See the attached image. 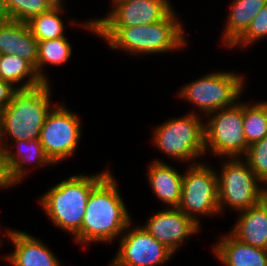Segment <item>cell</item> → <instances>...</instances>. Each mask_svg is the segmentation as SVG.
I'll list each match as a JSON object with an SVG mask.
<instances>
[{
	"instance_id": "obj_19",
	"label": "cell",
	"mask_w": 267,
	"mask_h": 266,
	"mask_svg": "<svg viewBox=\"0 0 267 266\" xmlns=\"http://www.w3.org/2000/svg\"><path fill=\"white\" fill-rule=\"evenodd\" d=\"M238 214L229 232L243 243L267 250V209L258 203Z\"/></svg>"
},
{
	"instance_id": "obj_32",
	"label": "cell",
	"mask_w": 267,
	"mask_h": 266,
	"mask_svg": "<svg viewBox=\"0 0 267 266\" xmlns=\"http://www.w3.org/2000/svg\"><path fill=\"white\" fill-rule=\"evenodd\" d=\"M1 230H2V228H1V226H0V232H1V233H0V236L3 234L4 236L7 237L10 228H6V230L4 229V231H1ZM2 232H4V233H2ZM1 239H2V238L0 237V247H1V245L3 244Z\"/></svg>"
},
{
	"instance_id": "obj_2",
	"label": "cell",
	"mask_w": 267,
	"mask_h": 266,
	"mask_svg": "<svg viewBox=\"0 0 267 266\" xmlns=\"http://www.w3.org/2000/svg\"><path fill=\"white\" fill-rule=\"evenodd\" d=\"M177 14L174 9L165 19L148 25L95 27V35L107 41L113 51H125L130 56L179 51L188 45V39Z\"/></svg>"
},
{
	"instance_id": "obj_27",
	"label": "cell",
	"mask_w": 267,
	"mask_h": 266,
	"mask_svg": "<svg viewBox=\"0 0 267 266\" xmlns=\"http://www.w3.org/2000/svg\"><path fill=\"white\" fill-rule=\"evenodd\" d=\"M243 157L260 181L267 179V136L248 146Z\"/></svg>"
},
{
	"instance_id": "obj_28",
	"label": "cell",
	"mask_w": 267,
	"mask_h": 266,
	"mask_svg": "<svg viewBox=\"0 0 267 266\" xmlns=\"http://www.w3.org/2000/svg\"><path fill=\"white\" fill-rule=\"evenodd\" d=\"M18 182L13 178L6 152L0 154V190L16 187Z\"/></svg>"
},
{
	"instance_id": "obj_30",
	"label": "cell",
	"mask_w": 267,
	"mask_h": 266,
	"mask_svg": "<svg viewBox=\"0 0 267 266\" xmlns=\"http://www.w3.org/2000/svg\"><path fill=\"white\" fill-rule=\"evenodd\" d=\"M259 204L267 209V179L261 180L259 185Z\"/></svg>"
},
{
	"instance_id": "obj_15",
	"label": "cell",
	"mask_w": 267,
	"mask_h": 266,
	"mask_svg": "<svg viewBox=\"0 0 267 266\" xmlns=\"http://www.w3.org/2000/svg\"><path fill=\"white\" fill-rule=\"evenodd\" d=\"M147 170L146 178L157 200L167 208H177L181 198L183 172L157 158L149 162Z\"/></svg>"
},
{
	"instance_id": "obj_21",
	"label": "cell",
	"mask_w": 267,
	"mask_h": 266,
	"mask_svg": "<svg viewBox=\"0 0 267 266\" xmlns=\"http://www.w3.org/2000/svg\"><path fill=\"white\" fill-rule=\"evenodd\" d=\"M0 79L12 84L18 90L35 88L44 83L35 67L17 55L0 56Z\"/></svg>"
},
{
	"instance_id": "obj_13",
	"label": "cell",
	"mask_w": 267,
	"mask_h": 266,
	"mask_svg": "<svg viewBox=\"0 0 267 266\" xmlns=\"http://www.w3.org/2000/svg\"><path fill=\"white\" fill-rule=\"evenodd\" d=\"M142 227L175 254L202 226L180 209L168 207L149 216Z\"/></svg>"
},
{
	"instance_id": "obj_25",
	"label": "cell",
	"mask_w": 267,
	"mask_h": 266,
	"mask_svg": "<svg viewBox=\"0 0 267 266\" xmlns=\"http://www.w3.org/2000/svg\"><path fill=\"white\" fill-rule=\"evenodd\" d=\"M5 4L11 20L25 23L56 5L52 0H5Z\"/></svg>"
},
{
	"instance_id": "obj_23",
	"label": "cell",
	"mask_w": 267,
	"mask_h": 266,
	"mask_svg": "<svg viewBox=\"0 0 267 266\" xmlns=\"http://www.w3.org/2000/svg\"><path fill=\"white\" fill-rule=\"evenodd\" d=\"M65 8L64 4L55 5L49 11L34 16L26 22L32 35L38 41L67 37L64 34L66 26L61 18L66 11Z\"/></svg>"
},
{
	"instance_id": "obj_33",
	"label": "cell",
	"mask_w": 267,
	"mask_h": 266,
	"mask_svg": "<svg viewBox=\"0 0 267 266\" xmlns=\"http://www.w3.org/2000/svg\"><path fill=\"white\" fill-rule=\"evenodd\" d=\"M4 152H5V149H4V146H3L2 133H1V130H0V154L4 153Z\"/></svg>"
},
{
	"instance_id": "obj_22",
	"label": "cell",
	"mask_w": 267,
	"mask_h": 266,
	"mask_svg": "<svg viewBox=\"0 0 267 266\" xmlns=\"http://www.w3.org/2000/svg\"><path fill=\"white\" fill-rule=\"evenodd\" d=\"M72 45L68 37L38 41L37 74L44 83H50L44 67L61 66L68 62L72 55Z\"/></svg>"
},
{
	"instance_id": "obj_8",
	"label": "cell",
	"mask_w": 267,
	"mask_h": 266,
	"mask_svg": "<svg viewBox=\"0 0 267 266\" xmlns=\"http://www.w3.org/2000/svg\"><path fill=\"white\" fill-rule=\"evenodd\" d=\"M224 159L220 163V171L216 170L221 216L227 207L239 213L257 205L260 185V180L243 157Z\"/></svg>"
},
{
	"instance_id": "obj_26",
	"label": "cell",
	"mask_w": 267,
	"mask_h": 266,
	"mask_svg": "<svg viewBox=\"0 0 267 266\" xmlns=\"http://www.w3.org/2000/svg\"><path fill=\"white\" fill-rule=\"evenodd\" d=\"M267 38V4L253 18L247 30L229 47L240 50Z\"/></svg>"
},
{
	"instance_id": "obj_29",
	"label": "cell",
	"mask_w": 267,
	"mask_h": 266,
	"mask_svg": "<svg viewBox=\"0 0 267 266\" xmlns=\"http://www.w3.org/2000/svg\"><path fill=\"white\" fill-rule=\"evenodd\" d=\"M17 91L15 86L0 79V111L11 102Z\"/></svg>"
},
{
	"instance_id": "obj_18",
	"label": "cell",
	"mask_w": 267,
	"mask_h": 266,
	"mask_svg": "<svg viewBox=\"0 0 267 266\" xmlns=\"http://www.w3.org/2000/svg\"><path fill=\"white\" fill-rule=\"evenodd\" d=\"M13 146L5 149L9 165L11 167L13 178L18 184L28 178L30 167L27 164L35 163L37 167L54 166L51 160L45 154L43 145L39 139L19 140L12 142ZM14 148V149H13Z\"/></svg>"
},
{
	"instance_id": "obj_3",
	"label": "cell",
	"mask_w": 267,
	"mask_h": 266,
	"mask_svg": "<svg viewBox=\"0 0 267 266\" xmlns=\"http://www.w3.org/2000/svg\"><path fill=\"white\" fill-rule=\"evenodd\" d=\"M111 172L109 169L85 175L78 173L53 185L39 199V207L62 232L74 236L80 229L91 191Z\"/></svg>"
},
{
	"instance_id": "obj_10",
	"label": "cell",
	"mask_w": 267,
	"mask_h": 266,
	"mask_svg": "<svg viewBox=\"0 0 267 266\" xmlns=\"http://www.w3.org/2000/svg\"><path fill=\"white\" fill-rule=\"evenodd\" d=\"M63 103H57L48 113L40 132V143L54 165L73 156L82 139V120Z\"/></svg>"
},
{
	"instance_id": "obj_6",
	"label": "cell",
	"mask_w": 267,
	"mask_h": 266,
	"mask_svg": "<svg viewBox=\"0 0 267 266\" xmlns=\"http://www.w3.org/2000/svg\"><path fill=\"white\" fill-rule=\"evenodd\" d=\"M245 77L234 71H210L197 80L181 86L177 98L195 107L190 112L201 114L204 118L215 111L233 106L242 98ZM198 112V113H197Z\"/></svg>"
},
{
	"instance_id": "obj_11",
	"label": "cell",
	"mask_w": 267,
	"mask_h": 266,
	"mask_svg": "<svg viewBox=\"0 0 267 266\" xmlns=\"http://www.w3.org/2000/svg\"><path fill=\"white\" fill-rule=\"evenodd\" d=\"M111 9L102 18H92L82 23L70 20L71 26L83 27L95 34V27H134L148 25L165 19L173 10L171 0L110 1ZM171 2V3H170ZM77 23V24H76Z\"/></svg>"
},
{
	"instance_id": "obj_7",
	"label": "cell",
	"mask_w": 267,
	"mask_h": 266,
	"mask_svg": "<svg viewBox=\"0 0 267 266\" xmlns=\"http://www.w3.org/2000/svg\"><path fill=\"white\" fill-rule=\"evenodd\" d=\"M205 154L215 157H243L248 149L243 131V102L220 109L204 118ZM207 119V120H206Z\"/></svg>"
},
{
	"instance_id": "obj_34",
	"label": "cell",
	"mask_w": 267,
	"mask_h": 266,
	"mask_svg": "<svg viewBox=\"0 0 267 266\" xmlns=\"http://www.w3.org/2000/svg\"><path fill=\"white\" fill-rule=\"evenodd\" d=\"M56 5H63V0H52Z\"/></svg>"
},
{
	"instance_id": "obj_14",
	"label": "cell",
	"mask_w": 267,
	"mask_h": 266,
	"mask_svg": "<svg viewBox=\"0 0 267 266\" xmlns=\"http://www.w3.org/2000/svg\"><path fill=\"white\" fill-rule=\"evenodd\" d=\"M7 237L14 250L2 257L11 266H62L58 256L34 235L14 228L9 230Z\"/></svg>"
},
{
	"instance_id": "obj_24",
	"label": "cell",
	"mask_w": 267,
	"mask_h": 266,
	"mask_svg": "<svg viewBox=\"0 0 267 266\" xmlns=\"http://www.w3.org/2000/svg\"><path fill=\"white\" fill-rule=\"evenodd\" d=\"M259 101H243V131L248 146L267 136V100Z\"/></svg>"
},
{
	"instance_id": "obj_4",
	"label": "cell",
	"mask_w": 267,
	"mask_h": 266,
	"mask_svg": "<svg viewBox=\"0 0 267 266\" xmlns=\"http://www.w3.org/2000/svg\"><path fill=\"white\" fill-rule=\"evenodd\" d=\"M51 83L18 90L11 102L0 111V130L4 149L8 141L39 139L46 117L56 105L51 101ZM9 139V140H8Z\"/></svg>"
},
{
	"instance_id": "obj_16",
	"label": "cell",
	"mask_w": 267,
	"mask_h": 266,
	"mask_svg": "<svg viewBox=\"0 0 267 266\" xmlns=\"http://www.w3.org/2000/svg\"><path fill=\"white\" fill-rule=\"evenodd\" d=\"M0 54L17 55L29 61L37 72L38 40L25 22L10 20L0 24Z\"/></svg>"
},
{
	"instance_id": "obj_1",
	"label": "cell",
	"mask_w": 267,
	"mask_h": 266,
	"mask_svg": "<svg viewBox=\"0 0 267 266\" xmlns=\"http://www.w3.org/2000/svg\"><path fill=\"white\" fill-rule=\"evenodd\" d=\"M115 175L110 172L90 193L81 229L72 237L86 249L91 244L112 243L132 222Z\"/></svg>"
},
{
	"instance_id": "obj_31",
	"label": "cell",
	"mask_w": 267,
	"mask_h": 266,
	"mask_svg": "<svg viewBox=\"0 0 267 266\" xmlns=\"http://www.w3.org/2000/svg\"><path fill=\"white\" fill-rule=\"evenodd\" d=\"M11 20V17L6 8L5 0H0V24Z\"/></svg>"
},
{
	"instance_id": "obj_35",
	"label": "cell",
	"mask_w": 267,
	"mask_h": 266,
	"mask_svg": "<svg viewBox=\"0 0 267 266\" xmlns=\"http://www.w3.org/2000/svg\"><path fill=\"white\" fill-rule=\"evenodd\" d=\"M111 1H134V0H111Z\"/></svg>"
},
{
	"instance_id": "obj_20",
	"label": "cell",
	"mask_w": 267,
	"mask_h": 266,
	"mask_svg": "<svg viewBox=\"0 0 267 266\" xmlns=\"http://www.w3.org/2000/svg\"><path fill=\"white\" fill-rule=\"evenodd\" d=\"M266 4L267 0H232L220 38L222 44L229 48Z\"/></svg>"
},
{
	"instance_id": "obj_5",
	"label": "cell",
	"mask_w": 267,
	"mask_h": 266,
	"mask_svg": "<svg viewBox=\"0 0 267 266\" xmlns=\"http://www.w3.org/2000/svg\"><path fill=\"white\" fill-rule=\"evenodd\" d=\"M204 117L186 113L154 126L152 144L175 162L199 163L205 154ZM195 160V161H194Z\"/></svg>"
},
{
	"instance_id": "obj_12",
	"label": "cell",
	"mask_w": 267,
	"mask_h": 266,
	"mask_svg": "<svg viewBox=\"0 0 267 266\" xmlns=\"http://www.w3.org/2000/svg\"><path fill=\"white\" fill-rule=\"evenodd\" d=\"M134 225L131 222L118 239V249L109 266H161L174 257L172 251L140 224Z\"/></svg>"
},
{
	"instance_id": "obj_17",
	"label": "cell",
	"mask_w": 267,
	"mask_h": 266,
	"mask_svg": "<svg viewBox=\"0 0 267 266\" xmlns=\"http://www.w3.org/2000/svg\"><path fill=\"white\" fill-rule=\"evenodd\" d=\"M218 240L212 251L224 266H267V250L243 243L230 232Z\"/></svg>"
},
{
	"instance_id": "obj_9",
	"label": "cell",
	"mask_w": 267,
	"mask_h": 266,
	"mask_svg": "<svg viewBox=\"0 0 267 266\" xmlns=\"http://www.w3.org/2000/svg\"><path fill=\"white\" fill-rule=\"evenodd\" d=\"M177 208L200 226L201 215L204 218L205 216L212 218L220 214L215 168L205 161L203 163L202 160L187 166L183 173L181 198Z\"/></svg>"
}]
</instances>
